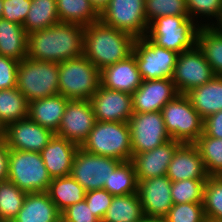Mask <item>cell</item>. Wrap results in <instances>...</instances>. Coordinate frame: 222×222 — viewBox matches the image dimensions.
Here are the masks:
<instances>
[{"label": "cell", "mask_w": 222, "mask_h": 222, "mask_svg": "<svg viewBox=\"0 0 222 222\" xmlns=\"http://www.w3.org/2000/svg\"><path fill=\"white\" fill-rule=\"evenodd\" d=\"M164 218L167 222H207L203 203L173 204Z\"/></svg>", "instance_id": "cell-40"}, {"label": "cell", "mask_w": 222, "mask_h": 222, "mask_svg": "<svg viewBox=\"0 0 222 222\" xmlns=\"http://www.w3.org/2000/svg\"><path fill=\"white\" fill-rule=\"evenodd\" d=\"M46 192L60 212L85 200L86 195L85 189L70 175L53 178Z\"/></svg>", "instance_id": "cell-27"}, {"label": "cell", "mask_w": 222, "mask_h": 222, "mask_svg": "<svg viewBox=\"0 0 222 222\" xmlns=\"http://www.w3.org/2000/svg\"><path fill=\"white\" fill-rule=\"evenodd\" d=\"M85 27L59 22L28 34L27 57L35 61L63 62L84 55Z\"/></svg>", "instance_id": "cell-1"}, {"label": "cell", "mask_w": 222, "mask_h": 222, "mask_svg": "<svg viewBox=\"0 0 222 222\" xmlns=\"http://www.w3.org/2000/svg\"><path fill=\"white\" fill-rule=\"evenodd\" d=\"M132 53L143 81L173 77L178 53L157 46L146 36L135 39Z\"/></svg>", "instance_id": "cell-9"}, {"label": "cell", "mask_w": 222, "mask_h": 222, "mask_svg": "<svg viewBox=\"0 0 222 222\" xmlns=\"http://www.w3.org/2000/svg\"><path fill=\"white\" fill-rule=\"evenodd\" d=\"M181 144L171 139L153 150L132 154L131 162L133 163L137 180L141 181L166 175L169 163Z\"/></svg>", "instance_id": "cell-19"}, {"label": "cell", "mask_w": 222, "mask_h": 222, "mask_svg": "<svg viewBox=\"0 0 222 222\" xmlns=\"http://www.w3.org/2000/svg\"><path fill=\"white\" fill-rule=\"evenodd\" d=\"M59 21L84 27L100 20V13L90 0H56Z\"/></svg>", "instance_id": "cell-28"}, {"label": "cell", "mask_w": 222, "mask_h": 222, "mask_svg": "<svg viewBox=\"0 0 222 222\" xmlns=\"http://www.w3.org/2000/svg\"><path fill=\"white\" fill-rule=\"evenodd\" d=\"M56 0H31V7L23 23L27 34L59 23Z\"/></svg>", "instance_id": "cell-31"}, {"label": "cell", "mask_w": 222, "mask_h": 222, "mask_svg": "<svg viewBox=\"0 0 222 222\" xmlns=\"http://www.w3.org/2000/svg\"><path fill=\"white\" fill-rule=\"evenodd\" d=\"M61 222H101L94 214L86 201L70 205L61 212Z\"/></svg>", "instance_id": "cell-43"}, {"label": "cell", "mask_w": 222, "mask_h": 222, "mask_svg": "<svg viewBox=\"0 0 222 222\" xmlns=\"http://www.w3.org/2000/svg\"><path fill=\"white\" fill-rule=\"evenodd\" d=\"M7 180L32 193L46 192L52 179L40 152L10 149Z\"/></svg>", "instance_id": "cell-8"}, {"label": "cell", "mask_w": 222, "mask_h": 222, "mask_svg": "<svg viewBox=\"0 0 222 222\" xmlns=\"http://www.w3.org/2000/svg\"><path fill=\"white\" fill-rule=\"evenodd\" d=\"M144 3L145 0H109L108 5L100 12V20L135 38L144 37L149 26Z\"/></svg>", "instance_id": "cell-10"}, {"label": "cell", "mask_w": 222, "mask_h": 222, "mask_svg": "<svg viewBox=\"0 0 222 222\" xmlns=\"http://www.w3.org/2000/svg\"><path fill=\"white\" fill-rule=\"evenodd\" d=\"M138 194L113 196L101 222H140L144 217Z\"/></svg>", "instance_id": "cell-29"}, {"label": "cell", "mask_w": 222, "mask_h": 222, "mask_svg": "<svg viewBox=\"0 0 222 222\" xmlns=\"http://www.w3.org/2000/svg\"><path fill=\"white\" fill-rule=\"evenodd\" d=\"M54 135L27 117L5 127L4 141L9 149L41 152Z\"/></svg>", "instance_id": "cell-15"}, {"label": "cell", "mask_w": 222, "mask_h": 222, "mask_svg": "<svg viewBox=\"0 0 222 222\" xmlns=\"http://www.w3.org/2000/svg\"><path fill=\"white\" fill-rule=\"evenodd\" d=\"M30 7L31 0H3L2 18L23 26Z\"/></svg>", "instance_id": "cell-42"}, {"label": "cell", "mask_w": 222, "mask_h": 222, "mask_svg": "<svg viewBox=\"0 0 222 222\" xmlns=\"http://www.w3.org/2000/svg\"><path fill=\"white\" fill-rule=\"evenodd\" d=\"M96 121L128 122L133 115L132 94L100 85L90 98Z\"/></svg>", "instance_id": "cell-16"}, {"label": "cell", "mask_w": 222, "mask_h": 222, "mask_svg": "<svg viewBox=\"0 0 222 222\" xmlns=\"http://www.w3.org/2000/svg\"><path fill=\"white\" fill-rule=\"evenodd\" d=\"M140 222H167V221L165 220V218L144 216Z\"/></svg>", "instance_id": "cell-48"}, {"label": "cell", "mask_w": 222, "mask_h": 222, "mask_svg": "<svg viewBox=\"0 0 222 222\" xmlns=\"http://www.w3.org/2000/svg\"><path fill=\"white\" fill-rule=\"evenodd\" d=\"M80 148L122 162L131 161L133 153L128 122L96 121Z\"/></svg>", "instance_id": "cell-4"}, {"label": "cell", "mask_w": 222, "mask_h": 222, "mask_svg": "<svg viewBox=\"0 0 222 222\" xmlns=\"http://www.w3.org/2000/svg\"><path fill=\"white\" fill-rule=\"evenodd\" d=\"M199 150L209 176H222V138L207 136L204 132L194 143Z\"/></svg>", "instance_id": "cell-34"}, {"label": "cell", "mask_w": 222, "mask_h": 222, "mask_svg": "<svg viewBox=\"0 0 222 222\" xmlns=\"http://www.w3.org/2000/svg\"><path fill=\"white\" fill-rule=\"evenodd\" d=\"M135 39L133 35L98 20L85 27L84 56L102 70L130 56Z\"/></svg>", "instance_id": "cell-2"}, {"label": "cell", "mask_w": 222, "mask_h": 222, "mask_svg": "<svg viewBox=\"0 0 222 222\" xmlns=\"http://www.w3.org/2000/svg\"><path fill=\"white\" fill-rule=\"evenodd\" d=\"M5 136V126L0 121V140H4Z\"/></svg>", "instance_id": "cell-49"}, {"label": "cell", "mask_w": 222, "mask_h": 222, "mask_svg": "<svg viewBox=\"0 0 222 222\" xmlns=\"http://www.w3.org/2000/svg\"><path fill=\"white\" fill-rule=\"evenodd\" d=\"M68 102L61 94L31 101L28 118L56 134Z\"/></svg>", "instance_id": "cell-23"}, {"label": "cell", "mask_w": 222, "mask_h": 222, "mask_svg": "<svg viewBox=\"0 0 222 222\" xmlns=\"http://www.w3.org/2000/svg\"><path fill=\"white\" fill-rule=\"evenodd\" d=\"M100 79L101 86L130 94L143 82L133 53L126 59L100 70Z\"/></svg>", "instance_id": "cell-20"}, {"label": "cell", "mask_w": 222, "mask_h": 222, "mask_svg": "<svg viewBox=\"0 0 222 222\" xmlns=\"http://www.w3.org/2000/svg\"><path fill=\"white\" fill-rule=\"evenodd\" d=\"M2 12H3V0H0V18H2Z\"/></svg>", "instance_id": "cell-51"}, {"label": "cell", "mask_w": 222, "mask_h": 222, "mask_svg": "<svg viewBox=\"0 0 222 222\" xmlns=\"http://www.w3.org/2000/svg\"><path fill=\"white\" fill-rule=\"evenodd\" d=\"M207 179H186L172 182L173 204L203 203L204 186Z\"/></svg>", "instance_id": "cell-37"}, {"label": "cell", "mask_w": 222, "mask_h": 222, "mask_svg": "<svg viewBox=\"0 0 222 222\" xmlns=\"http://www.w3.org/2000/svg\"><path fill=\"white\" fill-rule=\"evenodd\" d=\"M166 175L172 182L209 177L196 145L184 143L177 148Z\"/></svg>", "instance_id": "cell-21"}, {"label": "cell", "mask_w": 222, "mask_h": 222, "mask_svg": "<svg viewBox=\"0 0 222 222\" xmlns=\"http://www.w3.org/2000/svg\"><path fill=\"white\" fill-rule=\"evenodd\" d=\"M112 199L113 195L104 188L88 191L85 195L87 205L100 221H102L108 207L111 205Z\"/></svg>", "instance_id": "cell-41"}, {"label": "cell", "mask_w": 222, "mask_h": 222, "mask_svg": "<svg viewBox=\"0 0 222 222\" xmlns=\"http://www.w3.org/2000/svg\"><path fill=\"white\" fill-rule=\"evenodd\" d=\"M138 180L131 161L121 162L113 172H110L104 189L113 196H123L137 193Z\"/></svg>", "instance_id": "cell-33"}, {"label": "cell", "mask_w": 222, "mask_h": 222, "mask_svg": "<svg viewBox=\"0 0 222 222\" xmlns=\"http://www.w3.org/2000/svg\"><path fill=\"white\" fill-rule=\"evenodd\" d=\"M166 130L171 139L194 144L203 133V119L185 94H178L161 109Z\"/></svg>", "instance_id": "cell-7"}, {"label": "cell", "mask_w": 222, "mask_h": 222, "mask_svg": "<svg viewBox=\"0 0 222 222\" xmlns=\"http://www.w3.org/2000/svg\"><path fill=\"white\" fill-rule=\"evenodd\" d=\"M167 175L138 181L137 194L146 217L164 218L173 206Z\"/></svg>", "instance_id": "cell-17"}, {"label": "cell", "mask_w": 222, "mask_h": 222, "mask_svg": "<svg viewBox=\"0 0 222 222\" xmlns=\"http://www.w3.org/2000/svg\"><path fill=\"white\" fill-rule=\"evenodd\" d=\"M214 27L217 28L222 33V17Z\"/></svg>", "instance_id": "cell-50"}, {"label": "cell", "mask_w": 222, "mask_h": 222, "mask_svg": "<svg viewBox=\"0 0 222 222\" xmlns=\"http://www.w3.org/2000/svg\"><path fill=\"white\" fill-rule=\"evenodd\" d=\"M10 149L4 140H0V182L8 178V163Z\"/></svg>", "instance_id": "cell-46"}, {"label": "cell", "mask_w": 222, "mask_h": 222, "mask_svg": "<svg viewBox=\"0 0 222 222\" xmlns=\"http://www.w3.org/2000/svg\"><path fill=\"white\" fill-rule=\"evenodd\" d=\"M197 23L189 16L159 17L149 24L146 37L157 46L180 54L197 46L201 27Z\"/></svg>", "instance_id": "cell-3"}, {"label": "cell", "mask_w": 222, "mask_h": 222, "mask_svg": "<svg viewBox=\"0 0 222 222\" xmlns=\"http://www.w3.org/2000/svg\"><path fill=\"white\" fill-rule=\"evenodd\" d=\"M203 132L209 137L222 138V111L216 112L204 119Z\"/></svg>", "instance_id": "cell-45"}, {"label": "cell", "mask_w": 222, "mask_h": 222, "mask_svg": "<svg viewBox=\"0 0 222 222\" xmlns=\"http://www.w3.org/2000/svg\"><path fill=\"white\" fill-rule=\"evenodd\" d=\"M29 101L15 87L0 90V121L7 125L28 117Z\"/></svg>", "instance_id": "cell-32"}, {"label": "cell", "mask_w": 222, "mask_h": 222, "mask_svg": "<svg viewBox=\"0 0 222 222\" xmlns=\"http://www.w3.org/2000/svg\"><path fill=\"white\" fill-rule=\"evenodd\" d=\"M178 94L171 78L144 80L132 94L133 112L161 111L163 106Z\"/></svg>", "instance_id": "cell-18"}, {"label": "cell", "mask_w": 222, "mask_h": 222, "mask_svg": "<svg viewBox=\"0 0 222 222\" xmlns=\"http://www.w3.org/2000/svg\"><path fill=\"white\" fill-rule=\"evenodd\" d=\"M96 118L90 100H69L55 135L79 147L94 128Z\"/></svg>", "instance_id": "cell-14"}, {"label": "cell", "mask_w": 222, "mask_h": 222, "mask_svg": "<svg viewBox=\"0 0 222 222\" xmlns=\"http://www.w3.org/2000/svg\"><path fill=\"white\" fill-rule=\"evenodd\" d=\"M19 61L0 55V90L15 88Z\"/></svg>", "instance_id": "cell-44"}, {"label": "cell", "mask_w": 222, "mask_h": 222, "mask_svg": "<svg viewBox=\"0 0 222 222\" xmlns=\"http://www.w3.org/2000/svg\"><path fill=\"white\" fill-rule=\"evenodd\" d=\"M100 85V70L84 55L59 63V94L65 98L90 100Z\"/></svg>", "instance_id": "cell-6"}, {"label": "cell", "mask_w": 222, "mask_h": 222, "mask_svg": "<svg viewBox=\"0 0 222 222\" xmlns=\"http://www.w3.org/2000/svg\"><path fill=\"white\" fill-rule=\"evenodd\" d=\"M12 222H61V212L47 192L27 193L22 208Z\"/></svg>", "instance_id": "cell-24"}, {"label": "cell", "mask_w": 222, "mask_h": 222, "mask_svg": "<svg viewBox=\"0 0 222 222\" xmlns=\"http://www.w3.org/2000/svg\"><path fill=\"white\" fill-rule=\"evenodd\" d=\"M28 34L24 27L0 18V55L17 61L27 57Z\"/></svg>", "instance_id": "cell-26"}, {"label": "cell", "mask_w": 222, "mask_h": 222, "mask_svg": "<svg viewBox=\"0 0 222 222\" xmlns=\"http://www.w3.org/2000/svg\"><path fill=\"white\" fill-rule=\"evenodd\" d=\"M214 76L212 67L205 59L203 52L196 46L194 49L181 52L178 55L171 79L177 92L186 94L207 83Z\"/></svg>", "instance_id": "cell-13"}, {"label": "cell", "mask_w": 222, "mask_h": 222, "mask_svg": "<svg viewBox=\"0 0 222 222\" xmlns=\"http://www.w3.org/2000/svg\"><path fill=\"white\" fill-rule=\"evenodd\" d=\"M207 222H222V221L219 220V221H207Z\"/></svg>", "instance_id": "cell-52"}, {"label": "cell", "mask_w": 222, "mask_h": 222, "mask_svg": "<svg viewBox=\"0 0 222 222\" xmlns=\"http://www.w3.org/2000/svg\"><path fill=\"white\" fill-rule=\"evenodd\" d=\"M128 124L133 154L153 150L171 140L161 111L133 113Z\"/></svg>", "instance_id": "cell-12"}, {"label": "cell", "mask_w": 222, "mask_h": 222, "mask_svg": "<svg viewBox=\"0 0 222 222\" xmlns=\"http://www.w3.org/2000/svg\"><path fill=\"white\" fill-rule=\"evenodd\" d=\"M92 5L100 13L109 3V0H90Z\"/></svg>", "instance_id": "cell-47"}, {"label": "cell", "mask_w": 222, "mask_h": 222, "mask_svg": "<svg viewBox=\"0 0 222 222\" xmlns=\"http://www.w3.org/2000/svg\"><path fill=\"white\" fill-rule=\"evenodd\" d=\"M16 88L29 102L59 94V63L24 58L17 68Z\"/></svg>", "instance_id": "cell-5"}, {"label": "cell", "mask_w": 222, "mask_h": 222, "mask_svg": "<svg viewBox=\"0 0 222 222\" xmlns=\"http://www.w3.org/2000/svg\"><path fill=\"white\" fill-rule=\"evenodd\" d=\"M79 146L66 138L54 135L40 152L51 179L70 175L73 159Z\"/></svg>", "instance_id": "cell-22"}, {"label": "cell", "mask_w": 222, "mask_h": 222, "mask_svg": "<svg viewBox=\"0 0 222 222\" xmlns=\"http://www.w3.org/2000/svg\"><path fill=\"white\" fill-rule=\"evenodd\" d=\"M185 95L203 120L222 111V76L215 75L210 81Z\"/></svg>", "instance_id": "cell-25"}, {"label": "cell", "mask_w": 222, "mask_h": 222, "mask_svg": "<svg viewBox=\"0 0 222 222\" xmlns=\"http://www.w3.org/2000/svg\"><path fill=\"white\" fill-rule=\"evenodd\" d=\"M197 46L214 74L222 76V33L214 26H201L197 35Z\"/></svg>", "instance_id": "cell-30"}, {"label": "cell", "mask_w": 222, "mask_h": 222, "mask_svg": "<svg viewBox=\"0 0 222 222\" xmlns=\"http://www.w3.org/2000/svg\"><path fill=\"white\" fill-rule=\"evenodd\" d=\"M203 208L207 221H222V176H209L206 180Z\"/></svg>", "instance_id": "cell-36"}, {"label": "cell", "mask_w": 222, "mask_h": 222, "mask_svg": "<svg viewBox=\"0 0 222 222\" xmlns=\"http://www.w3.org/2000/svg\"><path fill=\"white\" fill-rule=\"evenodd\" d=\"M27 193L13 182H0V220L12 222L23 206Z\"/></svg>", "instance_id": "cell-35"}, {"label": "cell", "mask_w": 222, "mask_h": 222, "mask_svg": "<svg viewBox=\"0 0 222 222\" xmlns=\"http://www.w3.org/2000/svg\"><path fill=\"white\" fill-rule=\"evenodd\" d=\"M122 161L86 152L78 148L73 159L70 176L73 177L86 192L104 188L110 172Z\"/></svg>", "instance_id": "cell-11"}, {"label": "cell", "mask_w": 222, "mask_h": 222, "mask_svg": "<svg viewBox=\"0 0 222 222\" xmlns=\"http://www.w3.org/2000/svg\"><path fill=\"white\" fill-rule=\"evenodd\" d=\"M186 6L189 13V18H191L194 22L197 21L198 15L199 18L208 17L209 21L210 19L212 21L213 18H216L214 19L216 20V23H209L208 21L207 24H202L201 22H199L200 26H215L222 17V0H186Z\"/></svg>", "instance_id": "cell-39"}, {"label": "cell", "mask_w": 222, "mask_h": 222, "mask_svg": "<svg viewBox=\"0 0 222 222\" xmlns=\"http://www.w3.org/2000/svg\"><path fill=\"white\" fill-rule=\"evenodd\" d=\"M145 16L148 24L164 16H189L186 0H145Z\"/></svg>", "instance_id": "cell-38"}]
</instances>
